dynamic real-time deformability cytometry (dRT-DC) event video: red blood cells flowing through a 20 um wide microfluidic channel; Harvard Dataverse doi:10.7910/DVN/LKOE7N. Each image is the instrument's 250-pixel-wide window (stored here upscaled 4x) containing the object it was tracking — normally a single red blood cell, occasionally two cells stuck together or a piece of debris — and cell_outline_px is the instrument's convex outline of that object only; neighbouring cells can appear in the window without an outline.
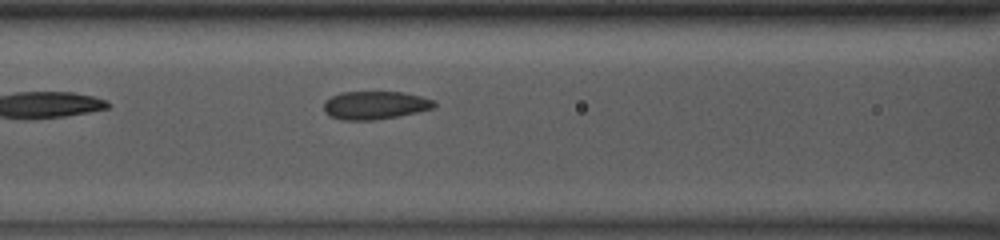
{"species": "common noctule bat (a hibernating species)", "species_latin": "Nyctalus noctula", "temperature_condition": "room temperature", "stored_images_in_passage": 18, "camera_frame_rate_fps": 3000, "um_per_image_px": 0.085, "animal": {"sex": "male", "body_mass_g": 13.0, "forearm_length_mm": 53.1}, "frame": {"image": 1, "passage_image": 8, "time_ms": 2.333, "image_size_px": [1000, 240], "cell_outline_px": [[436, 104], [432, 108], [416, 112], [396, 116], [372, 120], [344, 120], [328, 116], [324, 112], [324, 100], [340, 92], [400, 92], [420, 96], [436, 100]], "centroid_in_image_um": [31.83, 8.94], "position_along_channel_um": 134.8, "area_um2": 18.03}}